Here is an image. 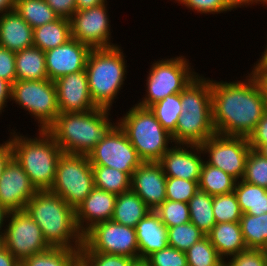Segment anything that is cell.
<instances>
[{
	"label": "cell",
	"mask_w": 267,
	"mask_h": 266,
	"mask_svg": "<svg viewBox=\"0 0 267 266\" xmlns=\"http://www.w3.org/2000/svg\"><path fill=\"white\" fill-rule=\"evenodd\" d=\"M246 79H211L212 120L217 134L248 137L267 109L262 90L248 73Z\"/></svg>",
	"instance_id": "1"
},
{
	"label": "cell",
	"mask_w": 267,
	"mask_h": 266,
	"mask_svg": "<svg viewBox=\"0 0 267 266\" xmlns=\"http://www.w3.org/2000/svg\"><path fill=\"white\" fill-rule=\"evenodd\" d=\"M25 211L39 225L50 247L81 249L83 234L76 223L75 208L49 190L38 191Z\"/></svg>",
	"instance_id": "2"
},
{
	"label": "cell",
	"mask_w": 267,
	"mask_h": 266,
	"mask_svg": "<svg viewBox=\"0 0 267 266\" xmlns=\"http://www.w3.org/2000/svg\"><path fill=\"white\" fill-rule=\"evenodd\" d=\"M110 111L97 107L87 112L59 113L46 130L63 153L88 155L116 124L109 119Z\"/></svg>",
	"instance_id": "3"
},
{
	"label": "cell",
	"mask_w": 267,
	"mask_h": 266,
	"mask_svg": "<svg viewBox=\"0 0 267 266\" xmlns=\"http://www.w3.org/2000/svg\"><path fill=\"white\" fill-rule=\"evenodd\" d=\"M182 111L178 119L174 144L200 145L216 134L212 120L211 80L197 76L181 92Z\"/></svg>",
	"instance_id": "4"
},
{
	"label": "cell",
	"mask_w": 267,
	"mask_h": 266,
	"mask_svg": "<svg viewBox=\"0 0 267 266\" xmlns=\"http://www.w3.org/2000/svg\"><path fill=\"white\" fill-rule=\"evenodd\" d=\"M11 131L13 157L38 191L50 190L55 181L56 166L63 153L62 149L47 130L40 129L39 136L34 138Z\"/></svg>",
	"instance_id": "5"
},
{
	"label": "cell",
	"mask_w": 267,
	"mask_h": 266,
	"mask_svg": "<svg viewBox=\"0 0 267 266\" xmlns=\"http://www.w3.org/2000/svg\"><path fill=\"white\" fill-rule=\"evenodd\" d=\"M122 47L92 49L86 63L91 99L97 107L112 109L127 74ZM126 61V62H125Z\"/></svg>",
	"instance_id": "6"
},
{
	"label": "cell",
	"mask_w": 267,
	"mask_h": 266,
	"mask_svg": "<svg viewBox=\"0 0 267 266\" xmlns=\"http://www.w3.org/2000/svg\"><path fill=\"white\" fill-rule=\"evenodd\" d=\"M117 124L125 132L143 162H158L173 144L172 136L146 107L135 104L118 118Z\"/></svg>",
	"instance_id": "7"
},
{
	"label": "cell",
	"mask_w": 267,
	"mask_h": 266,
	"mask_svg": "<svg viewBox=\"0 0 267 266\" xmlns=\"http://www.w3.org/2000/svg\"><path fill=\"white\" fill-rule=\"evenodd\" d=\"M189 59L177 56L153 62L146 81V94L138 103L149 108L168 95L181 93L198 75L191 68Z\"/></svg>",
	"instance_id": "8"
},
{
	"label": "cell",
	"mask_w": 267,
	"mask_h": 266,
	"mask_svg": "<svg viewBox=\"0 0 267 266\" xmlns=\"http://www.w3.org/2000/svg\"><path fill=\"white\" fill-rule=\"evenodd\" d=\"M94 188V174L88 155L62 153L55 181L49 190L76 208Z\"/></svg>",
	"instance_id": "9"
},
{
	"label": "cell",
	"mask_w": 267,
	"mask_h": 266,
	"mask_svg": "<svg viewBox=\"0 0 267 266\" xmlns=\"http://www.w3.org/2000/svg\"><path fill=\"white\" fill-rule=\"evenodd\" d=\"M11 101L37 120L38 130H46L59 115L56 86L49 79L16 80Z\"/></svg>",
	"instance_id": "10"
},
{
	"label": "cell",
	"mask_w": 267,
	"mask_h": 266,
	"mask_svg": "<svg viewBox=\"0 0 267 266\" xmlns=\"http://www.w3.org/2000/svg\"><path fill=\"white\" fill-rule=\"evenodd\" d=\"M80 252H102L134 258L139 261L135 228L113 220L94 225L83 235Z\"/></svg>",
	"instance_id": "11"
},
{
	"label": "cell",
	"mask_w": 267,
	"mask_h": 266,
	"mask_svg": "<svg viewBox=\"0 0 267 266\" xmlns=\"http://www.w3.org/2000/svg\"><path fill=\"white\" fill-rule=\"evenodd\" d=\"M91 165L111 167L130 177L143 163L125 132L116 123L88 154Z\"/></svg>",
	"instance_id": "12"
},
{
	"label": "cell",
	"mask_w": 267,
	"mask_h": 266,
	"mask_svg": "<svg viewBox=\"0 0 267 266\" xmlns=\"http://www.w3.org/2000/svg\"><path fill=\"white\" fill-rule=\"evenodd\" d=\"M4 230L5 248L21 263L51 248L39 225L24 210L9 212Z\"/></svg>",
	"instance_id": "13"
},
{
	"label": "cell",
	"mask_w": 267,
	"mask_h": 266,
	"mask_svg": "<svg viewBox=\"0 0 267 266\" xmlns=\"http://www.w3.org/2000/svg\"><path fill=\"white\" fill-rule=\"evenodd\" d=\"M203 155L207 153L205 162L217 167L227 174L234 177L237 181L241 180L245 172V163L251 150L248 137L226 136L214 134L199 145Z\"/></svg>",
	"instance_id": "14"
},
{
	"label": "cell",
	"mask_w": 267,
	"mask_h": 266,
	"mask_svg": "<svg viewBox=\"0 0 267 266\" xmlns=\"http://www.w3.org/2000/svg\"><path fill=\"white\" fill-rule=\"evenodd\" d=\"M107 9V2H105L96 7L75 11L70 19L71 37L91 49L117 46L110 42L111 21Z\"/></svg>",
	"instance_id": "15"
},
{
	"label": "cell",
	"mask_w": 267,
	"mask_h": 266,
	"mask_svg": "<svg viewBox=\"0 0 267 266\" xmlns=\"http://www.w3.org/2000/svg\"><path fill=\"white\" fill-rule=\"evenodd\" d=\"M37 192L22 166L12 157L0 177V203L9 212L24 210Z\"/></svg>",
	"instance_id": "16"
},
{
	"label": "cell",
	"mask_w": 267,
	"mask_h": 266,
	"mask_svg": "<svg viewBox=\"0 0 267 266\" xmlns=\"http://www.w3.org/2000/svg\"><path fill=\"white\" fill-rule=\"evenodd\" d=\"M91 50L89 46L71 38L46 51L45 63L49 80L55 81L61 76L85 70Z\"/></svg>",
	"instance_id": "17"
},
{
	"label": "cell",
	"mask_w": 267,
	"mask_h": 266,
	"mask_svg": "<svg viewBox=\"0 0 267 266\" xmlns=\"http://www.w3.org/2000/svg\"><path fill=\"white\" fill-rule=\"evenodd\" d=\"M54 83L59 113L87 112L97 108L91 99L86 70L61 76Z\"/></svg>",
	"instance_id": "18"
},
{
	"label": "cell",
	"mask_w": 267,
	"mask_h": 266,
	"mask_svg": "<svg viewBox=\"0 0 267 266\" xmlns=\"http://www.w3.org/2000/svg\"><path fill=\"white\" fill-rule=\"evenodd\" d=\"M175 145V146H173ZM199 145L172 144L171 148L158 161L166 177L199 181L204 163Z\"/></svg>",
	"instance_id": "19"
},
{
	"label": "cell",
	"mask_w": 267,
	"mask_h": 266,
	"mask_svg": "<svg viewBox=\"0 0 267 266\" xmlns=\"http://www.w3.org/2000/svg\"><path fill=\"white\" fill-rule=\"evenodd\" d=\"M166 179L158 162H143L131 176V190L154 211L166 200Z\"/></svg>",
	"instance_id": "20"
},
{
	"label": "cell",
	"mask_w": 267,
	"mask_h": 266,
	"mask_svg": "<svg viewBox=\"0 0 267 266\" xmlns=\"http://www.w3.org/2000/svg\"><path fill=\"white\" fill-rule=\"evenodd\" d=\"M116 196V194L94 187L75 208L76 223L83 235L94 225L111 220Z\"/></svg>",
	"instance_id": "21"
},
{
	"label": "cell",
	"mask_w": 267,
	"mask_h": 266,
	"mask_svg": "<svg viewBox=\"0 0 267 266\" xmlns=\"http://www.w3.org/2000/svg\"><path fill=\"white\" fill-rule=\"evenodd\" d=\"M135 231L139 247V261L168 246L167 227L153 210L137 223Z\"/></svg>",
	"instance_id": "22"
},
{
	"label": "cell",
	"mask_w": 267,
	"mask_h": 266,
	"mask_svg": "<svg viewBox=\"0 0 267 266\" xmlns=\"http://www.w3.org/2000/svg\"><path fill=\"white\" fill-rule=\"evenodd\" d=\"M0 46L13 52L33 46V28L15 9L0 15Z\"/></svg>",
	"instance_id": "23"
},
{
	"label": "cell",
	"mask_w": 267,
	"mask_h": 266,
	"mask_svg": "<svg viewBox=\"0 0 267 266\" xmlns=\"http://www.w3.org/2000/svg\"><path fill=\"white\" fill-rule=\"evenodd\" d=\"M207 236L218 255L223 260L225 259L224 261H228L229 257L248 249L239 222L217 223Z\"/></svg>",
	"instance_id": "24"
},
{
	"label": "cell",
	"mask_w": 267,
	"mask_h": 266,
	"mask_svg": "<svg viewBox=\"0 0 267 266\" xmlns=\"http://www.w3.org/2000/svg\"><path fill=\"white\" fill-rule=\"evenodd\" d=\"M151 209L132 190L116 196L111 220L121 225L135 228Z\"/></svg>",
	"instance_id": "25"
},
{
	"label": "cell",
	"mask_w": 267,
	"mask_h": 266,
	"mask_svg": "<svg viewBox=\"0 0 267 266\" xmlns=\"http://www.w3.org/2000/svg\"><path fill=\"white\" fill-rule=\"evenodd\" d=\"M17 80H45L48 78L45 52L32 46L15 52Z\"/></svg>",
	"instance_id": "26"
},
{
	"label": "cell",
	"mask_w": 267,
	"mask_h": 266,
	"mask_svg": "<svg viewBox=\"0 0 267 266\" xmlns=\"http://www.w3.org/2000/svg\"><path fill=\"white\" fill-rule=\"evenodd\" d=\"M71 23L69 19L57 18L33 29V46L46 52L71 39Z\"/></svg>",
	"instance_id": "27"
},
{
	"label": "cell",
	"mask_w": 267,
	"mask_h": 266,
	"mask_svg": "<svg viewBox=\"0 0 267 266\" xmlns=\"http://www.w3.org/2000/svg\"><path fill=\"white\" fill-rule=\"evenodd\" d=\"M233 192L243 214L259 216L267 213V189L239 180Z\"/></svg>",
	"instance_id": "28"
},
{
	"label": "cell",
	"mask_w": 267,
	"mask_h": 266,
	"mask_svg": "<svg viewBox=\"0 0 267 266\" xmlns=\"http://www.w3.org/2000/svg\"><path fill=\"white\" fill-rule=\"evenodd\" d=\"M236 182L231 175L204 161L198 182L200 190L211 196L227 194L234 191Z\"/></svg>",
	"instance_id": "29"
},
{
	"label": "cell",
	"mask_w": 267,
	"mask_h": 266,
	"mask_svg": "<svg viewBox=\"0 0 267 266\" xmlns=\"http://www.w3.org/2000/svg\"><path fill=\"white\" fill-rule=\"evenodd\" d=\"M190 222L206 235L216 224L213 214V196L198 190L189 200Z\"/></svg>",
	"instance_id": "30"
},
{
	"label": "cell",
	"mask_w": 267,
	"mask_h": 266,
	"mask_svg": "<svg viewBox=\"0 0 267 266\" xmlns=\"http://www.w3.org/2000/svg\"><path fill=\"white\" fill-rule=\"evenodd\" d=\"M80 249L51 247L21 262V266H77Z\"/></svg>",
	"instance_id": "31"
},
{
	"label": "cell",
	"mask_w": 267,
	"mask_h": 266,
	"mask_svg": "<svg viewBox=\"0 0 267 266\" xmlns=\"http://www.w3.org/2000/svg\"><path fill=\"white\" fill-rule=\"evenodd\" d=\"M94 187L119 195L131 190V177L120 170L92 165Z\"/></svg>",
	"instance_id": "32"
},
{
	"label": "cell",
	"mask_w": 267,
	"mask_h": 266,
	"mask_svg": "<svg viewBox=\"0 0 267 266\" xmlns=\"http://www.w3.org/2000/svg\"><path fill=\"white\" fill-rule=\"evenodd\" d=\"M239 223L247 248L265 250L267 247V213L259 216L244 213Z\"/></svg>",
	"instance_id": "33"
},
{
	"label": "cell",
	"mask_w": 267,
	"mask_h": 266,
	"mask_svg": "<svg viewBox=\"0 0 267 266\" xmlns=\"http://www.w3.org/2000/svg\"><path fill=\"white\" fill-rule=\"evenodd\" d=\"M14 9L33 29L58 18L45 0H16Z\"/></svg>",
	"instance_id": "34"
},
{
	"label": "cell",
	"mask_w": 267,
	"mask_h": 266,
	"mask_svg": "<svg viewBox=\"0 0 267 266\" xmlns=\"http://www.w3.org/2000/svg\"><path fill=\"white\" fill-rule=\"evenodd\" d=\"M149 109L161 123L162 127L172 136L175 133L182 111L181 93L168 95L163 100L151 105Z\"/></svg>",
	"instance_id": "35"
},
{
	"label": "cell",
	"mask_w": 267,
	"mask_h": 266,
	"mask_svg": "<svg viewBox=\"0 0 267 266\" xmlns=\"http://www.w3.org/2000/svg\"><path fill=\"white\" fill-rule=\"evenodd\" d=\"M185 253L188 266H225L224 260L218 255L207 235Z\"/></svg>",
	"instance_id": "36"
},
{
	"label": "cell",
	"mask_w": 267,
	"mask_h": 266,
	"mask_svg": "<svg viewBox=\"0 0 267 266\" xmlns=\"http://www.w3.org/2000/svg\"><path fill=\"white\" fill-rule=\"evenodd\" d=\"M168 246L180 251H187L193 244L206 236L191 222L168 227Z\"/></svg>",
	"instance_id": "37"
},
{
	"label": "cell",
	"mask_w": 267,
	"mask_h": 266,
	"mask_svg": "<svg viewBox=\"0 0 267 266\" xmlns=\"http://www.w3.org/2000/svg\"><path fill=\"white\" fill-rule=\"evenodd\" d=\"M213 214L216 224L240 221L243 213L234 192L213 196Z\"/></svg>",
	"instance_id": "38"
},
{
	"label": "cell",
	"mask_w": 267,
	"mask_h": 266,
	"mask_svg": "<svg viewBox=\"0 0 267 266\" xmlns=\"http://www.w3.org/2000/svg\"><path fill=\"white\" fill-rule=\"evenodd\" d=\"M154 211L167 228L190 222L189 205L185 202L166 199Z\"/></svg>",
	"instance_id": "39"
},
{
	"label": "cell",
	"mask_w": 267,
	"mask_h": 266,
	"mask_svg": "<svg viewBox=\"0 0 267 266\" xmlns=\"http://www.w3.org/2000/svg\"><path fill=\"white\" fill-rule=\"evenodd\" d=\"M243 181L267 189V159L255 150H250L246 163Z\"/></svg>",
	"instance_id": "40"
},
{
	"label": "cell",
	"mask_w": 267,
	"mask_h": 266,
	"mask_svg": "<svg viewBox=\"0 0 267 266\" xmlns=\"http://www.w3.org/2000/svg\"><path fill=\"white\" fill-rule=\"evenodd\" d=\"M199 181H189L182 178L167 177L166 199L188 203L199 190Z\"/></svg>",
	"instance_id": "41"
},
{
	"label": "cell",
	"mask_w": 267,
	"mask_h": 266,
	"mask_svg": "<svg viewBox=\"0 0 267 266\" xmlns=\"http://www.w3.org/2000/svg\"><path fill=\"white\" fill-rule=\"evenodd\" d=\"M200 14H219L240 8L234 0H175Z\"/></svg>",
	"instance_id": "42"
},
{
	"label": "cell",
	"mask_w": 267,
	"mask_h": 266,
	"mask_svg": "<svg viewBox=\"0 0 267 266\" xmlns=\"http://www.w3.org/2000/svg\"><path fill=\"white\" fill-rule=\"evenodd\" d=\"M80 262L84 266H133L136 260L102 252H80Z\"/></svg>",
	"instance_id": "43"
},
{
	"label": "cell",
	"mask_w": 267,
	"mask_h": 266,
	"mask_svg": "<svg viewBox=\"0 0 267 266\" xmlns=\"http://www.w3.org/2000/svg\"><path fill=\"white\" fill-rule=\"evenodd\" d=\"M143 261L148 266H188L186 253L170 246L153 252Z\"/></svg>",
	"instance_id": "44"
},
{
	"label": "cell",
	"mask_w": 267,
	"mask_h": 266,
	"mask_svg": "<svg viewBox=\"0 0 267 266\" xmlns=\"http://www.w3.org/2000/svg\"><path fill=\"white\" fill-rule=\"evenodd\" d=\"M229 258L225 266H267V253L262 249H246Z\"/></svg>",
	"instance_id": "45"
},
{
	"label": "cell",
	"mask_w": 267,
	"mask_h": 266,
	"mask_svg": "<svg viewBox=\"0 0 267 266\" xmlns=\"http://www.w3.org/2000/svg\"><path fill=\"white\" fill-rule=\"evenodd\" d=\"M0 78L13 84L17 80L15 52L0 46Z\"/></svg>",
	"instance_id": "46"
},
{
	"label": "cell",
	"mask_w": 267,
	"mask_h": 266,
	"mask_svg": "<svg viewBox=\"0 0 267 266\" xmlns=\"http://www.w3.org/2000/svg\"><path fill=\"white\" fill-rule=\"evenodd\" d=\"M248 141L252 150H256L262 144H267V109L254 131L248 136Z\"/></svg>",
	"instance_id": "47"
},
{
	"label": "cell",
	"mask_w": 267,
	"mask_h": 266,
	"mask_svg": "<svg viewBox=\"0 0 267 266\" xmlns=\"http://www.w3.org/2000/svg\"><path fill=\"white\" fill-rule=\"evenodd\" d=\"M59 18L71 19L76 11V0H45Z\"/></svg>",
	"instance_id": "48"
},
{
	"label": "cell",
	"mask_w": 267,
	"mask_h": 266,
	"mask_svg": "<svg viewBox=\"0 0 267 266\" xmlns=\"http://www.w3.org/2000/svg\"><path fill=\"white\" fill-rule=\"evenodd\" d=\"M250 73L258 82L263 96L267 101V68L258 60Z\"/></svg>",
	"instance_id": "49"
},
{
	"label": "cell",
	"mask_w": 267,
	"mask_h": 266,
	"mask_svg": "<svg viewBox=\"0 0 267 266\" xmlns=\"http://www.w3.org/2000/svg\"><path fill=\"white\" fill-rule=\"evenodd\" d=\"M13 157V148L11 143V138L6 140L4 143L0 144V177L6 164Z\"/></svg>",
	"instance_id": "50"
},
{
	"label": "cell",
	"mask_w": 267,
	"mask_h": 266,
	"mask_svg": "<svg viewBox=\"0 0 267 266\" xmlns=\"http://www.w3.org/2000/svg\"><path fill=\"white\" fill-rule=\"evenodd\" d=\"M12 98V84L2 78H0V114L4 112L6 104L11 101ZM8 100V101H7Z\"/></svg>",
	"instance_id": "51"
},
{
	"label": "cell",
	"mask_w": 267,
	"mask_h": 266,
	"mask_svg": "<svg viewBox=\"0 0 267 266\" xmlns=\"http://www.w3.org/2000/svg\"><path fill=\"white\" fill-rule=\"evenodd\" d=\"M0 266H21V263L4 247L0 250Z\"/></svg>",
	"instance_id": "52"
},
{
	"label": "cell",
	"mask_w": 267,
	"mask_h": 266,
	"mask_svg": "<svg viewBox=\"0 0 267 266\" xmlns=\"http://www.w3.org/2000/svg\"><path fill=\"white\" fill-rule=\"evenodd\" d=\"M107 0H76V11L86 10L91 7L99 6Z\"/></svg>",
	"instance_id": "53"
},
{
	"label": "cell",
	"mask_w": 267,
	"mask_h": 266,
	"mask_svg": "<svg viewBox=\"0 0 267 266\" xmlns=\"http://www.w3.org/2000/svg\"><path fill=\"white\" fill-rule=\"evenodd\" d=\"M15 1L16 0H0V15L13 10Z\"/></svg>",
	"instance_id": "54"
},
{
	"label": "cell",
	"mask_w": 267,
	"mask_h": 266,
	"mask_svg": "<svg viewBox=\"0 0 267 266\" xmlns=\"http://www.w3.org/2000/svg\"><path fill=\"white\" fill-rule=\"evenodd\" d=\"M8 216H9V211L0 203V232H4L5 230L4 225L8 220Z\"/></svg>",
	"instance_id": "55"
},
{
	"label": "cell",
	"mask_w": 267,
	"mask_h": 266,
	"mask_svg": "<svg viewBox=\"0 0 267 266\" xmlns=\"http://www.w3.org/2000/svg\"><path fill=\"white\" fill-rule=\"evenodd\" d=\"M253 4H263V6H267V0H243V2L241 3L240 5V8L241 6L244 8V6L247 8L248 6L251 7V5Z\"/></svg>",
	"instance_id": "56"
},
{
	"label": "cell",
	"mask_w": 267,
	"mask_h": 266,
	"mask_svg": "<svg viewBox=\"0 0 267 266\" xmlns=\"http://www.w3.org/2000/svg\"><path fill=\"white\" fill-rule=\"evenodd\" d=\"M255 151L263 158L267 159V144L260 145Z\"/></svg>",
	"instance_id": "57"
},
{
	"label": "cell",
	"mask_w": 267,
	"mask_h": 266,
	"mask_svg": "<svg viewBox=\"0 0 267 266\" xmlns=\"http://www.w3.org/2000/svg\"><path fill=\"white\" fill-rule=\"evenodd\" d=\"M259 61L267 68V45L264 52H262V56L259 58Z\"/></svg>",
	"instance_id": "58"
},
{
	"label": "cell",
	"mask_w": 267,
	"mask_h": 266,
	"mask_svg": "<svg viewBox=\"0 0 267 266\" xmlns=\"http://www.w3.org/2000/svg\"><path fill=\"white\" fill-rule=\"evenodd\" d=\"M5 247L4 243V232H0V250Z\"/></svg>",
	"instance_id": "59"
},
{
	"label": "cell",
	"mask_w": 267,
	"mask_h": 266,
	"mask_svg": "<svg viewBox=\"0 0 267 266\" xmlns=\"http://www.w3.org/2000/svg\"><path fill=\"white\" fill-rule=\"evenodd\" d=\"M133 266H148L143 260L136 261Z\"/></svg>",
	"instance_id": "60"
},
{
	"label": "cell",
	"mask_w": 267,
	"mask_h": 266,
	"mask_svg": "<svg viewBox=\"0 0 267 266\" xmlns=\"http://www.w3.org/2000/svg\"><path fill=\"white\" fill-rule=\"evenodd\" d=\"M239 6L241 5V3L243 2V0H234Z\"/></svg>",
	"instance_id": "61"
},
{
	"label": "cell",
	"mask_w": 267,
	"mask_h": 266,
	"mask_svg": "<svg viewBox=\"0 0 267 266\" xmlns=\"http://www.w3.org/2000/svg\"><path fill=\"white\" fill-rule=\"evenodd\" d=\"M77 266H84V265L81 262H79Z\"/></svg>",
	"instance_id": "62"
}]
</instances>
